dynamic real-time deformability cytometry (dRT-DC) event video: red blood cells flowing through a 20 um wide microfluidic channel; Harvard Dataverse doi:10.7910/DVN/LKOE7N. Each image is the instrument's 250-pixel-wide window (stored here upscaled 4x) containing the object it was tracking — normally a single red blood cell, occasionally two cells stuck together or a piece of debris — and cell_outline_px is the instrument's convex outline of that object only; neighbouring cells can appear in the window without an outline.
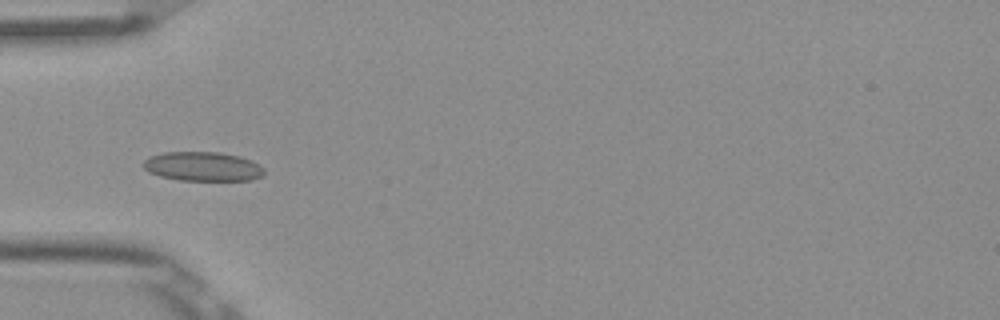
{"species": "Egyptian fruit bat (a non-hibernating species)", "species_latin": "Rousettus aegyptiacus", "temperature_condition": "room temperature", "stored_images_in_passage": 41, "camera_frame_rate_fps": 3000, "um_per_image_px": 0.085, "frame": {"image": 1, "passage_image": 5, "time_ms": 1.333, "image_size_px": [1000, 320], "cell_outline_px": [[264, 176], [252, 180], [180, 180], [160, 176], [148, 172], [140, 164], [148, 156], [164, 152], [220, 152], [240, 156], [252, 160], [264, 168]], "centroid_in_image_um": [17.22, 14.14], "position_along_channel_um": 67.8, "area_um2": 20.87}}
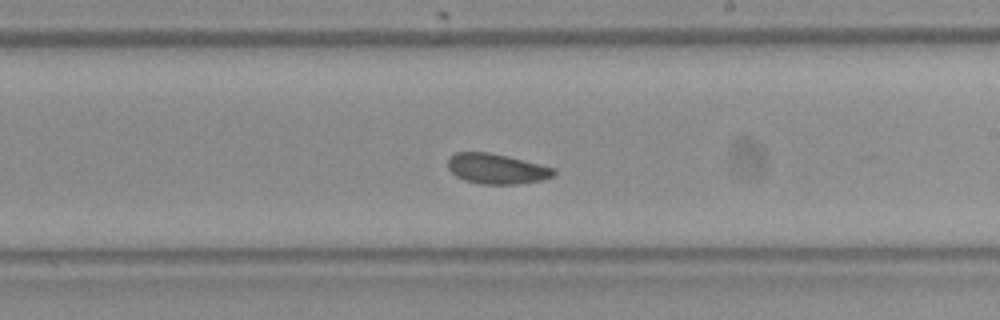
{"frame": {"image": 2, "passage_image": 19, "time_ms": 6.0, "image_size_px": [1000, 320], "cell_outline_px": [[556, 172], [552, 176], [540, 180], [516, 184], [480, 184], [464, 180], [456, 176], [448, 168], [448, 156], [456, 152], [492, 152], [556, 168]], "centroid_in_image_um": [42.19, 14.33], "position_along_channel_um": 246.8, "area_um2": 18.73}}
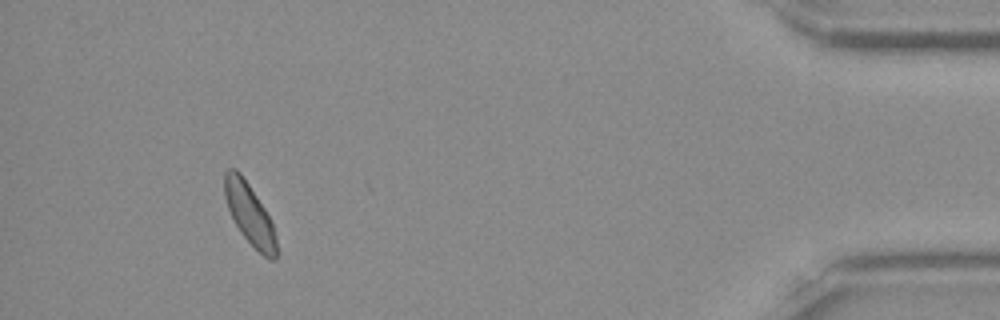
{"frame": {"image": 3, "passage_image": 37, "time_ms": 12.0, "image_size_px": [1000, 320], "cell_outline_px": [[276, 260], [268, 260], [240, 232], [228, 208], [224, 196], [224, 172], [228, 168], [236, 168], [240, 172], [272, 220], [276, 236]], "centroid_in_image_um": [21.21, 18.18], "position_along_channel_um": 414.0, "area_um2": 18.26}, "authors_computed_cell_mechanics": {"area_um2": 18.8428, "velocity_mm_per_s": 3.8359, "shape_relaxation_time_tau1_ms": null, "shape_relaxation_time_tau2_ms": 5.2401, "deformation_change_tau1": null, "deformation_change_tau2": 0.0647}}